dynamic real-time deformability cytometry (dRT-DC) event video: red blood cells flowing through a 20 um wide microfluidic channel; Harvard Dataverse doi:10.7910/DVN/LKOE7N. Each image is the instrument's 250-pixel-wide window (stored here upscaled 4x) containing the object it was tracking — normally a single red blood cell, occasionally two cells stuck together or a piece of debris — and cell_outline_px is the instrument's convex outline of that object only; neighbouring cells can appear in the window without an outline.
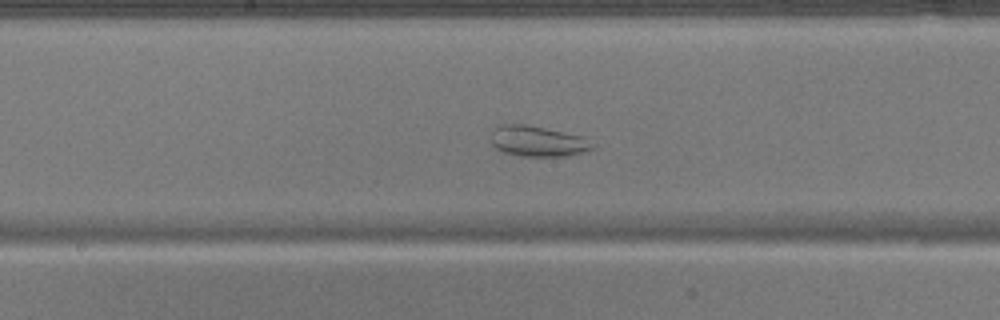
{"species": "common noctule bat (a hibernating species)", "species_latin": "Nyctalus noctula", "temperature_condition": "warm", "stored_images_in_passage": 52, "camera_frame_rate_fps": 3000, "um_per_image_px": 0.085, "animal": {"sex": "male", "body_mass_g": 17.9}, "frame": {"image": 1, "passage_image": 27, "time_ms": 8.667, "image_size_px": [1000, 320], "cell_outline_px": [[596, 144], [592, 148], [568, 156], [520, 156], [504, 152], [496, 148], [492, 144], [492, 132], [500, 124], [524, 124], [584, 136]], "centroid_in_image_um": [45.72, 12.0], "position_along_channel_um": 202.5, "area_um2": 17.98}}
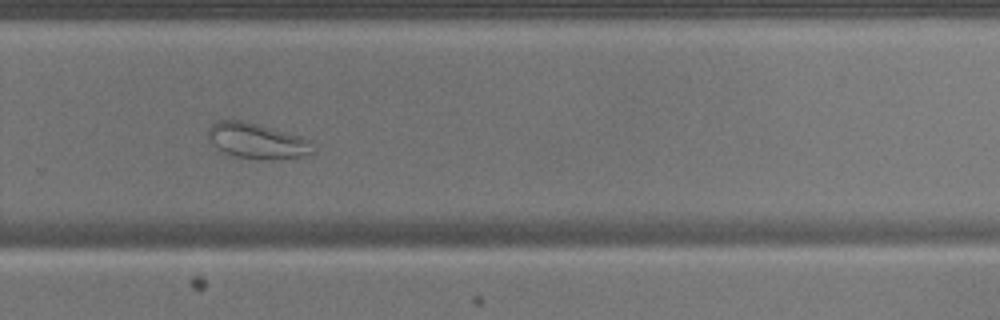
{"frame": {"image": 2, "passage_image": 35, "time_ms": 11.333, "image_size_px": [1000, 320], "cell_outline_px": [[316, 152], [300, 156], [272, 160], [252, 160], [228, 156], [216, 148], [208, 140], [208, 128], [216, 120], [244, 120], [260, 124], [300, 136], [308, 140]], "centroid_in_image_um": [21.78, 11.99], "position_along_channel_um": 308.0, "area_um2": 22.25}}
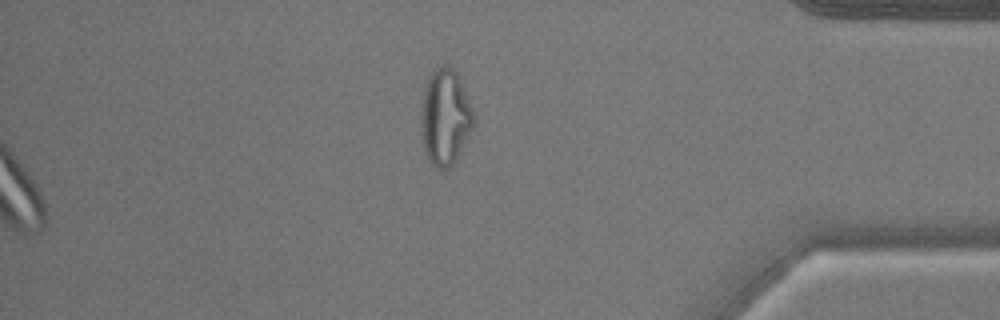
{"frame": {"image": 3, "passage_image": 52, "time_ms": 17.0, "image_size_px": [1000, 320], "cell_outline_px": [[476, 124], [452, 164], [448, 168], [436, 168], [428, 160], [424, 152], [420, 132], [420, 104], [428, 80], [432, 72], [440, 64], [444, 64], [452, 68], [456, 72], [460, 80], [476, 116]], "centroid_in_image_um": [37.83, 9.96], "position_along_channel_um": 397.4, "area_um2": 29.77}}